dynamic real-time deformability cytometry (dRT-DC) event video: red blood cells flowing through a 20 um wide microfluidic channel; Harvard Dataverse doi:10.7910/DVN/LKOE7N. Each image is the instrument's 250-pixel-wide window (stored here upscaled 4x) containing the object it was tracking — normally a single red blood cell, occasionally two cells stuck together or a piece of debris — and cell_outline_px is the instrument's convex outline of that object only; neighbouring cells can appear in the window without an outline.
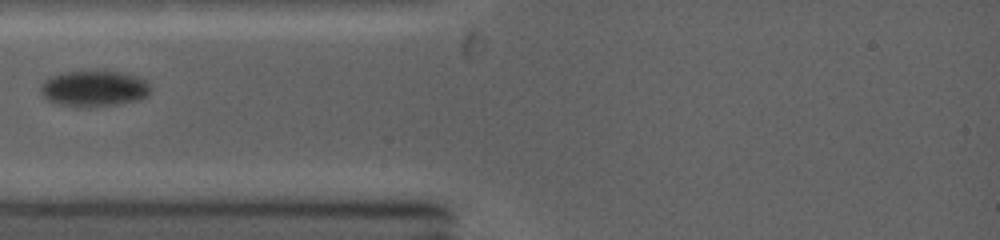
{"species": "common noctule bat (a hibernating species)", "species_latin": "Nyctalus noctula", "temperature_condition": "warm", "stored_images_in_passage": 12, "camera_frame_rate_fps": 5000, "um_per_image_px": 0.085, "animal": {"sex": "female", "body_mass_g": 19.0, "forearm_length_mm": 53.3}, "frame": {"image": 1, "passage_image": 1, "time_ms": 0.0, "image_size_px": [1000, 240], "cell_outline_px": [[148, 92], [144, 96], [136, 100], [116, 104], [60, 104], [48, 100], [44, 96], [44, 84], [52, 76], [64, 72], [116, 72], [140, 80], [148, 88]], "centroid_in_image_um": [7.95, 7.51], "position_along_channel_um": 77.1, "area_um2": 20.75}}
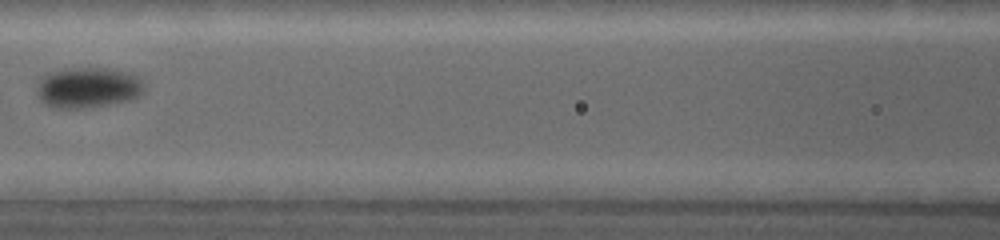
{"frame": {"image": 2, "passage_image": 4, "time_ms": 2.0, "image_size_px": [1000, 240], "cell_outline_px": [[140, 88], [136, 96], [128, 100], [88, 108], [56, 108], [40, 100], [40, 84], [44, 76], [64, 68], [104, 68], [120, 72], [128, 76], [140, 84]], "centroid_in_image_um": [7.37, 7.47], "position_along_channel_um": 159.2, "area_um2": 23.7}}
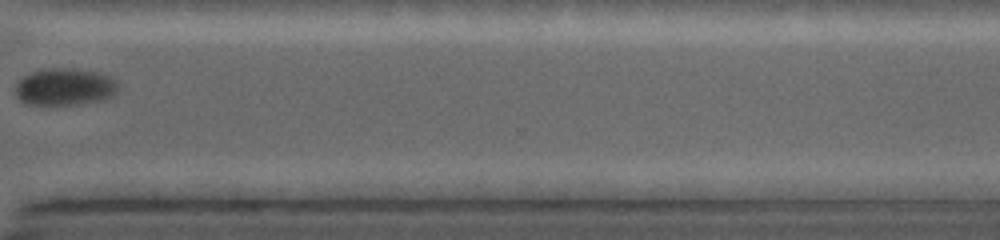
{"frame": {"image": 3, "passage_image": 9, "time_ms": 7.0, "image_size_px": [1000, 240], "cell_outline_px": [[120, 88], [112, 96], [104, 100], [80, 104], [24, 104], [16, 96], [16, 84], [24, 76], [32, 72], [48, 68], [72, 68], [96, 72], [108, 76], [116, 80]], "centroid_in_image_um": [5.53, 7.39], "position_along_channel_um": 365.1, "area_um2": 22.25}}